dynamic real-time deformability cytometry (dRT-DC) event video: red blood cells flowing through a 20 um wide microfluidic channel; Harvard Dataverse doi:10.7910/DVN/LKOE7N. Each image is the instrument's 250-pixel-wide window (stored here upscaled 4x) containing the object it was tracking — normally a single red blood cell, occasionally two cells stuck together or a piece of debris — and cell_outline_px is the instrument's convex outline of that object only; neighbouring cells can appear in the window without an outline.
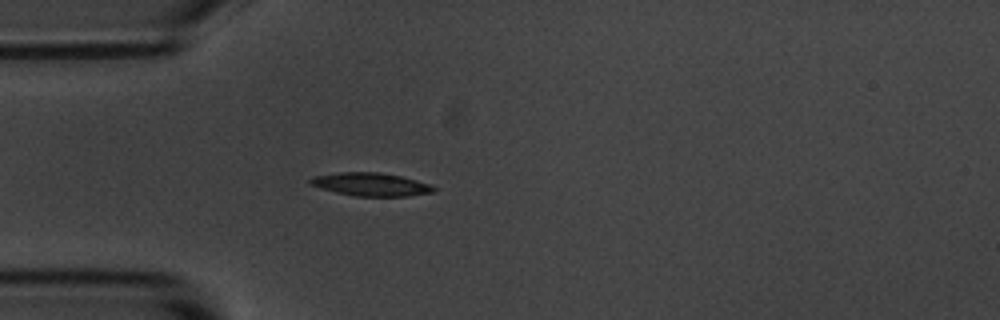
{"species": "common noctule bat (a hibernating species)", "species_latin": "Nyctalus noctula", "temperature_condition": "room temperature", "stored_images_in_passage": 5, "camera_frame_rate_fps": 3000, "um_per_image_px": 0.085, "animal": {"sex": "male", "body_mass_g": 20.1, "forearm_length_mm": 53.5}, "frame": {"image": 1, "passage_image": 5, "time_ms": 5.333, "image_size_px": [1000, 320], "cell_outline_px": [[436, 192], [408, 196], [356, 196], [336, 192], [320, 188], [308, 184], [308, 180], [312, 176], [340, 172], [380, 172], [400, 176], [416, 180], [428, 184], [436, 188]], "centroid_in_image_um": [31.49, 15.67], "position_along_channel_um": 53.5, "area_um2": 16.7}}